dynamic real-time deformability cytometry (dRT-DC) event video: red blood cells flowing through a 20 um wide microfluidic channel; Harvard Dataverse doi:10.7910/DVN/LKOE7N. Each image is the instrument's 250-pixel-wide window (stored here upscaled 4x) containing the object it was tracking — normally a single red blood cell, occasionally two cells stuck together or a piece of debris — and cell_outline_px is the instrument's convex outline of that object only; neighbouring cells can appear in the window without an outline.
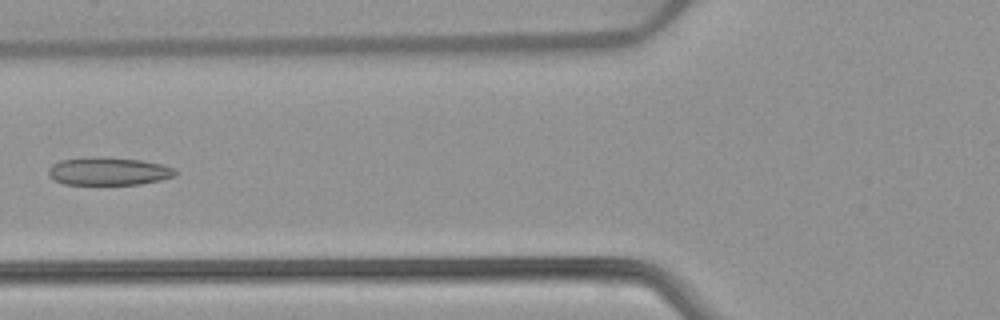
{"species": "common noctule bat (a hibernating species)", "species_latin": "Nyctalus noctula", "temperature_condition": "warm", "stored_images_in_passage": 6, "camera_frame_rate_fps": 3000, "um_per_image_px": 0.085, "animal": {"sex": "female", "body_mass_g": 22.7, "forearm_length_mm": 54.2}, "frame": {"image": 1, "passage_image": 5, "time_ms": 6.0, "image_size_px": [1000, 320], "cell_outline_px": [[176, 176], [160, 180], [140, 184], [64, 184], [48, 176], [48, 168], [52, 164], [60, 160], [92, 156], [104, 156], [140, 160], [164, 164], [176, 168]], "centroid_in_image_um": [9.24, 14.54], "position_along_channel_um": 116.6, "area_um2": 20.92}}
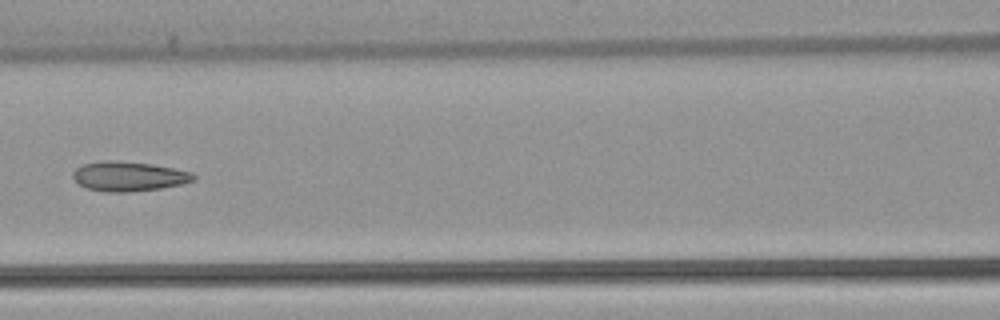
{"frame": {"image": 2, "passage_image": 6, "time_ms": 7.0, "image_size_px": [1000, 320], "cell_outline_px": [[196, 180], [180, 184], [160, 188], [128, 192], [104, 192], [88, 188], [80, 184], [72, 176], [72, 172], [76, 168], [84, 164], [104, 160], [108, 160], [152, 164], [176, 168], [192, 172], [196, 176]], "centroid_in_image_um": [10.97, 14.98], "position_along_channel_um": 155.6, "area_um2": 20.75}}